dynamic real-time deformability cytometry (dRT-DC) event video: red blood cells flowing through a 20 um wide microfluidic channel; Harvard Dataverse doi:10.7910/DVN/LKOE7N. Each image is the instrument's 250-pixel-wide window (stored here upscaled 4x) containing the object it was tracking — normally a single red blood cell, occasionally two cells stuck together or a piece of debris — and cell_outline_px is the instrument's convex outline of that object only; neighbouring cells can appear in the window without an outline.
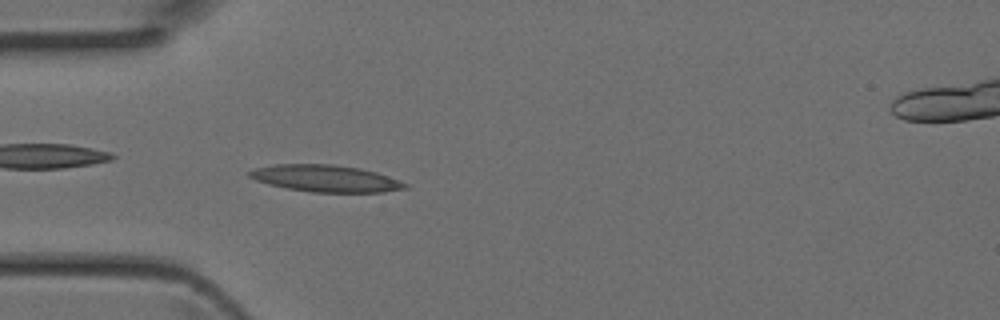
{"species": "Egyptian fruit bat (a non-hibernating species)", "species_latin": "Rousettus aegyptiacus", "temperature_condition": "room temperature", "stored_images_in_passage": 37, "camera_frame_rate_fps": 3000, "um_per_image_px": 0.085, "animal": {"sex": "female"}, "frame": {"image": 1, "passage_image": 6, "time_ms": 1.667, "image_size_px": [1000, 320], "cell_outline_px": [[408, 188], [384, 192], [312, 192], [288, 188], [268, 184], [256, 180], [248, 176], [248, 172], [256, 168], [276, 164], [332, 164], [360, 168], [376, 172], [408, 184]], "centroid_in_image_um": [27.68, 15.16], "position_along_channel_um": 57.3, "area_um2": 24.16}}
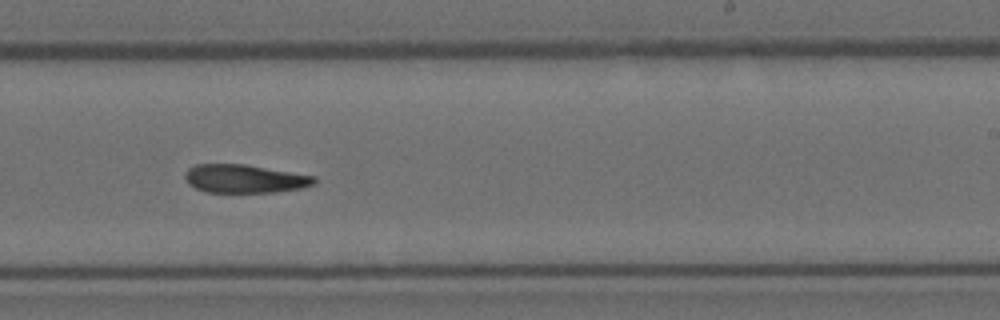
{"frame": {"image": 2, "passage_image": 20, "time_ms": 6.333, "image_size_px": [1000, 320], "cell_outline_px": [[316, 184], [300, 188], [276, 192], [208, 192], [196, 188], [188, 184], [184, 176], [184, 172], [188, 168], [196, 164], [244, 164], [316, 176]], "centroid_in_image_um": [20.78, 15.19], "position_along_channel_um": 268.2, "area_um2": 21.39}}
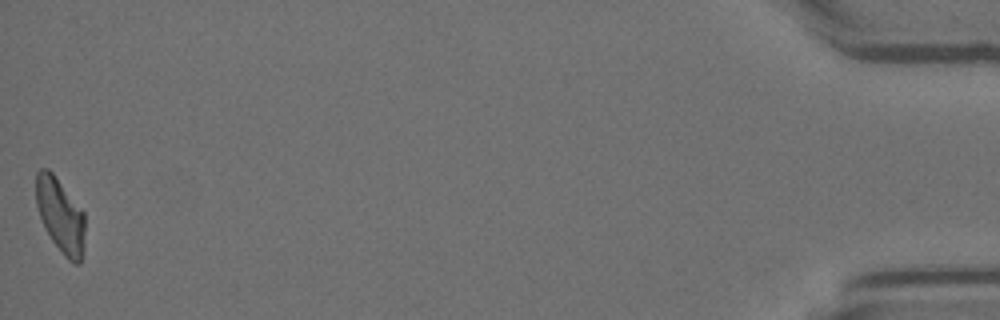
{"frame": {"image": 3, "passage_image": 37, "time_ms": 12.0, "image_size_px": [1000, 320], "cell_outline_px": [[84, 248], [80, 264], [72, 264], [64, 256], [52, 240], [40, 216], [36, 204], [36, 172], [40, 168], [48, 168], [52, 172], [84, 212]], "centroid_in_image_um": [5.14, 18.32], "position_along_channel_um": 430.1, "area_um2": 21.1}}